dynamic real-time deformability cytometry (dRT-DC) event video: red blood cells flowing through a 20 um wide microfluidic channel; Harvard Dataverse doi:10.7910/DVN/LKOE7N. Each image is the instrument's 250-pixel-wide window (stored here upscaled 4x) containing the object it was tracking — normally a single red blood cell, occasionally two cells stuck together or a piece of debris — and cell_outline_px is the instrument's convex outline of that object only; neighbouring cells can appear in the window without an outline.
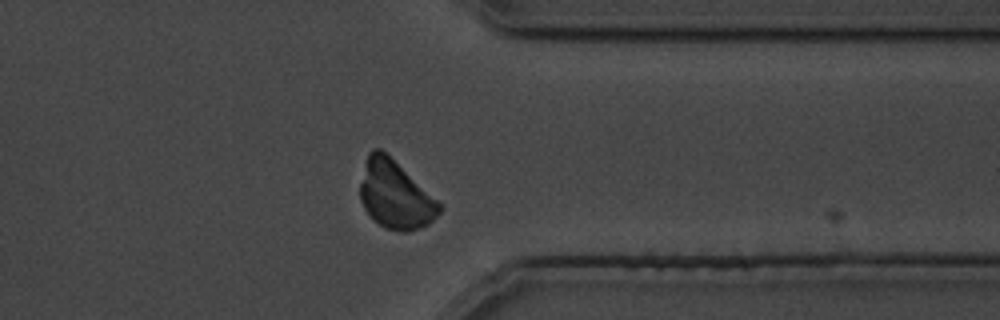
{"species": "common noctule bat (a hibernating species)", "species_latin": "Nyctalus noctula", "temperature_condition": "cold", "stored_images_in_passage": 29, "segment_of_instrument_passage": [2, 2], "camera_frame_rate_fps": 3000, "um_per_image_px": 0.085, "animal": {"sex": "male", "body_mass_g": 19.5, "forearm_length_mm": 54.6}, "frame": {"image": 1, "passage_image": 25, "time_ms": 28.0, "image_size_px": [1000, 320], "cell_outline_px": [[444, 208], [428, 224], [420, 228], [408, 232], [400, 232], [384, 228], [364, 208], [360, 200], [360, 184], [368, 152], [372, 148], [380, 148], [444, 204]], "centroid_in_image_um": [33.63, 16.57], "position_along_channel_um": 377.8, "area_um2": 31.39}}